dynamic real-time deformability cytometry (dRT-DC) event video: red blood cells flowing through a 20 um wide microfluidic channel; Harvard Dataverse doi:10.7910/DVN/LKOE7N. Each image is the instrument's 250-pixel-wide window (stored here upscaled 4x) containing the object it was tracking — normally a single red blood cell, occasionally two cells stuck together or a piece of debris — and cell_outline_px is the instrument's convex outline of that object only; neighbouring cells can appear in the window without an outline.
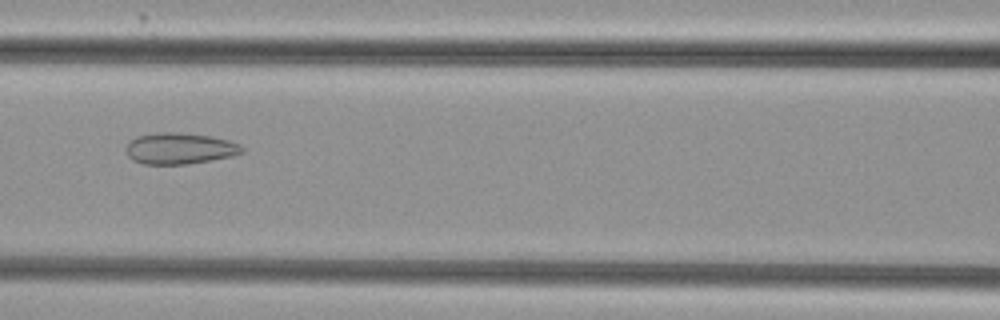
{"species": "common noctule bat (a hibernating species)", "species_latin": "Nyctalus noctula", "temperature_condition": "cold", "stored_images_in_passage": 34, "camera_frame_rate_fps": 3000, "um_per_image_px": 0.085, "animal": {"sex": "female", "body_mass_g": 29.2, "forearm_length_mm": 56.3}, "frame": {"image": 1, "passage_image": 7, "time_ms": 2.0, "image_size_px": [1000, 320], "cell_outline_px": [[244, 152], [232, 156], [188, 164], [144, 164], [132, 160], [128, 156], [128, 144], [136, 136], [156, 132], [176, 132], [212, 136], [228, 140], [240, 144], [244, 148]], "centroid_in_image_um": [15.31, 12.61], "position_along_channel_um": 151.3, "area_um2": 21.1}}
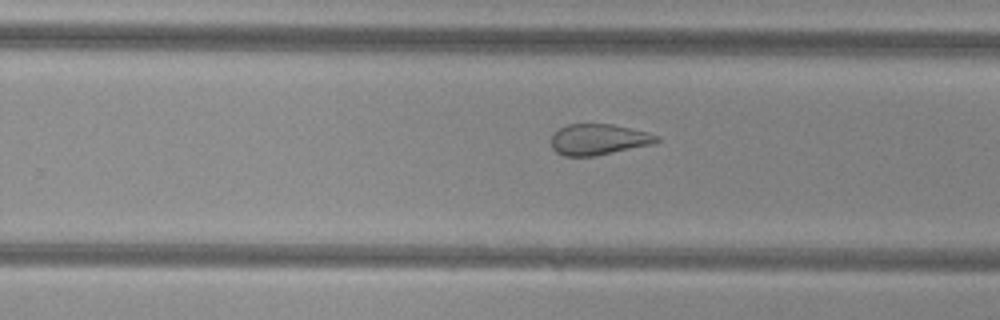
{"frame": {"image": 2, "passage_image": 17, "time_ms": 5.333, "image_size_px": [1000, 320], "cell_outline_px": [[660, 140], [652, 144], [596, 156], [564, 156], [556, 152], [552, 148], [552, 136], [560, 128], [568, 124], [612, 124], [648, 132], [660, 136]], "centroid_in_image_um": [50.89, 11.86], "position_along_channel_um": 278.9, "area_um2": 18.96}}
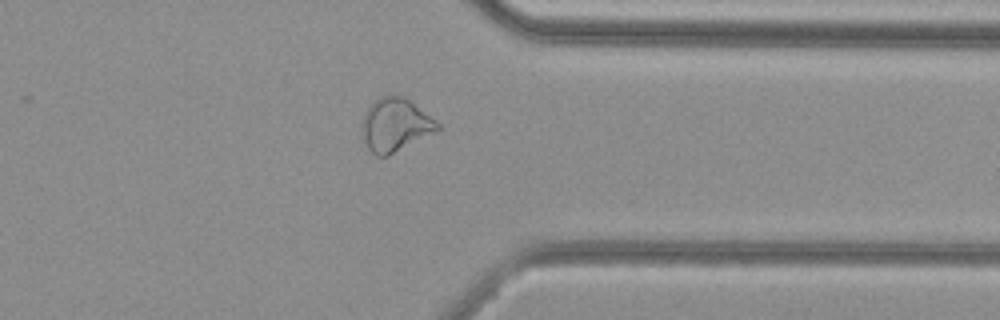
{"frame": {"image": 3, "passage_image": 25, "time_ms": 8.0, "image_size_px": [1000, 320], "cell_outline_px": [[440, 128], [436, 132], [388, 156], [376, 156], [368, 148], [360, 136], [360, 128], [364, 116], [372, 100], [388, 92], [400, 96], [408, 100], [436, 120], [440, 124]], "centroid_in_image_um": [33.55, 10.61], "position_along_channel_um": 377.8, "area_um2": 23.76}}